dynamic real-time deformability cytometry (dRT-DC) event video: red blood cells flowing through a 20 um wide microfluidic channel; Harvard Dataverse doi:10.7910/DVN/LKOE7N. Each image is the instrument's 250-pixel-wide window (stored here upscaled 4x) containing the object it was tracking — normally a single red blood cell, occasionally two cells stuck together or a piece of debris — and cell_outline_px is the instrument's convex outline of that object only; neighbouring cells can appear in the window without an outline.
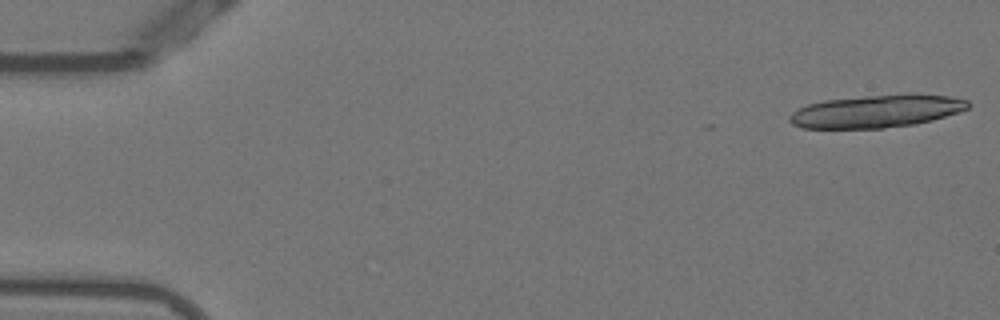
{"species": "Egyptian fruit bat (a non-hibernating species)", "species_latin": "Rousettus aegyptiacus", "temperature_condition": "warm", "stored_images_in_passage": 13, "camera_frame_rate_fps": 3000, "um_per_image_px": 0.085, "animal": {"sex": "female"}, "frame": {"image": 1, "passage_image": 1, "time_ms": 0.0, "image_size_px": [1000, 320], "cell_outline_px": [[968, 108], [932, 120], [912, 124], [880, 128], [804, 128], [792, 124], [788, 120], [788, 116], [792, 112], [808, 104], [824, 100], [864, 96], [948, 96], [968, 100]], "centroid_in_image_um": [74.39, 9.48], "position_along_channel_um": 10.6, "area_um2": 32.83}}